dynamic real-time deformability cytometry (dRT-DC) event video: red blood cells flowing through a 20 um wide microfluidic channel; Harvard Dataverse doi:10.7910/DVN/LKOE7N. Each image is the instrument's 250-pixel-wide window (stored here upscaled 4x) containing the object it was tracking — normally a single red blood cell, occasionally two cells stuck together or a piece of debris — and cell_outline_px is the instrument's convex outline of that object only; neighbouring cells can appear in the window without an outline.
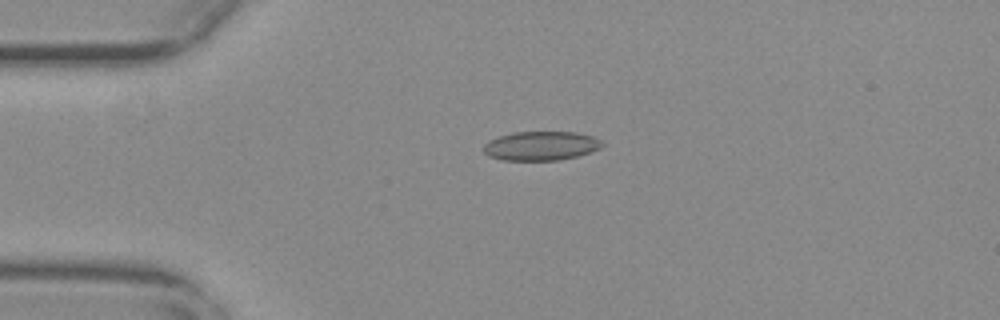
{"species": "common noctule bat (a hibernating species)", "species_latin": "Nyctalus noctula", "temperature_condition": "warm", "stored_images_in_passage": 55, "camera_frame_rate_fps": 3000, "um_per_image_px": 0.085, "animal": {"sex": "female", "body_mass_g": 29.2, "forearm_length_mm": 56.3}, "frame": {"image": 1, "passage_image": 13, "time_ms": 4.0, "image_size_px": [1000, 320], "cell_outline_px": [[604, 144], [600, 148], [576, 156], [556, 160], [504, 160], [488, 156], [484, 152], [484, 144], [500, 136], [512, 132], [576, 132], [592, 136], [600, 140]], "centroid_in_image_um": [45.98, 12.39], "position_along_channel_um": 39.0, "area_um2": 19.83}}
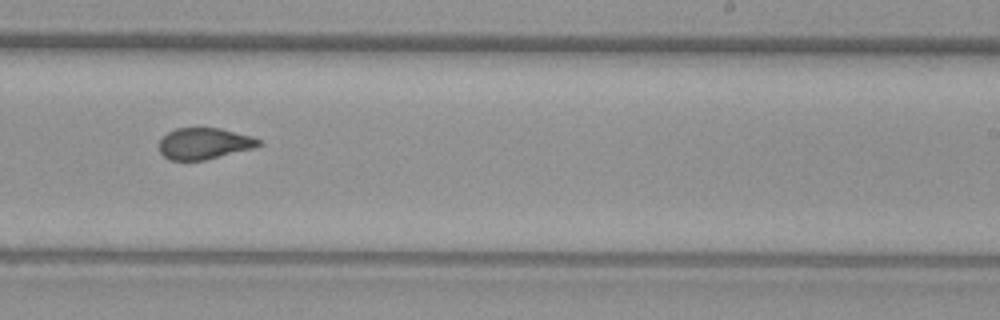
{"frame": {"image": 2, "passage_image": 34, "time_ms": 11.0, "image_size_px": [1000, 320], "cell_outline_px": [[264, 144], [252, 148], [204, 160], [168, 160], [160, 152], [160, 140], [168, 132], [176, 128], [220, 128], [252, 136], [260, 140]], "centroid_in_image_um": [17.36, 12.19], "position_along_channel_um": 271.6, "area_um2": 18.03}}
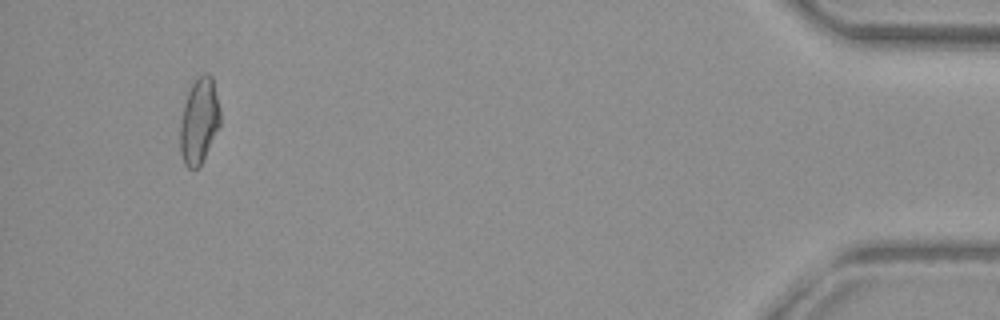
{"frame": {"image": 3, "passage_image": 52, "time_ms": 17.0, "image_size_px": [1000, 320], "cell_outline_px": [[220, 124], [204, 160], [200, 168], [188, 168], [184, 164], [180, 152], [180, 124], [184, 104], [188, 92], [196, 76], [204, 72], [208, 72], [212, 76], [220, 112]], "centroid_in_image_um": [16.92, 10.28], "position_along_channel_um": 418.3, "area_um2": 20.17}, "authors_computed_cell_mechanics": {"area_um2": 19.5364, "velocity_mm_per_s": 3.7423, "shape_relaxation_time_tau1_ms": 8.7724, "shape_relaxation_time_tau2_ms": 1.3188, "deformation_change_tau1": 0.1819, "deformation_change_tau2": 0.0458}}